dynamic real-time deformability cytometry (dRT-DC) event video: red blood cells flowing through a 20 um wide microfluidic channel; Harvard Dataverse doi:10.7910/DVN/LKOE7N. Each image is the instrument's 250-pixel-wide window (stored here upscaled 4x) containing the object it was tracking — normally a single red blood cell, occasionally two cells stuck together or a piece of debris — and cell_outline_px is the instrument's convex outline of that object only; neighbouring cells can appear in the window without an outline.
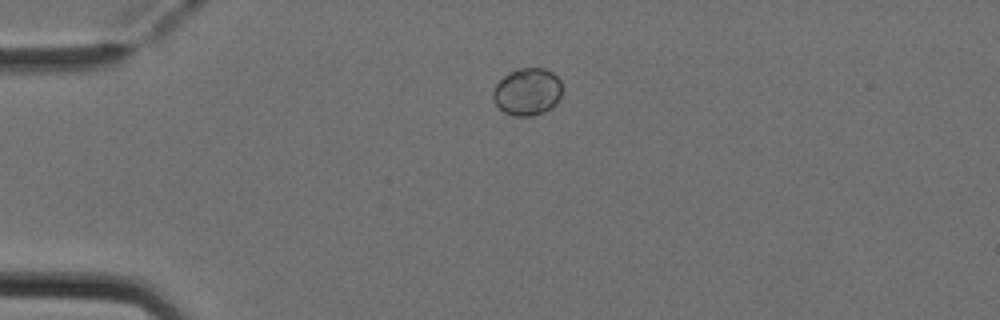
{"species": "Egyptian fruit bat (a non-hibernating species)", "species_latin": "Rousettus aegyptiacus", "temperature_condition": "cold", "stored_images_in_passage": 3, "camera_frame_rate_fps": 3000, "um_per_image_px": 0.085, "animal": {"sex": "female"}, "frame": {"image": 1, "passage_image": 2, "time_ms": 0.333, "image_size_px": [1000, 320], "cell_outline_px": [[560, 96], [556, 104], [544, 112], [532, 116], [512, 116], [504, 112], [492, 100], [492, 92], [496, 84], [508, 72], [520, 68], [544, 68], [552, 72], [560, 80]], "centroid_in_image_um": [44.79, 7.8], "position_along_channel_um": 40.2, "area_um2": 19.07}}